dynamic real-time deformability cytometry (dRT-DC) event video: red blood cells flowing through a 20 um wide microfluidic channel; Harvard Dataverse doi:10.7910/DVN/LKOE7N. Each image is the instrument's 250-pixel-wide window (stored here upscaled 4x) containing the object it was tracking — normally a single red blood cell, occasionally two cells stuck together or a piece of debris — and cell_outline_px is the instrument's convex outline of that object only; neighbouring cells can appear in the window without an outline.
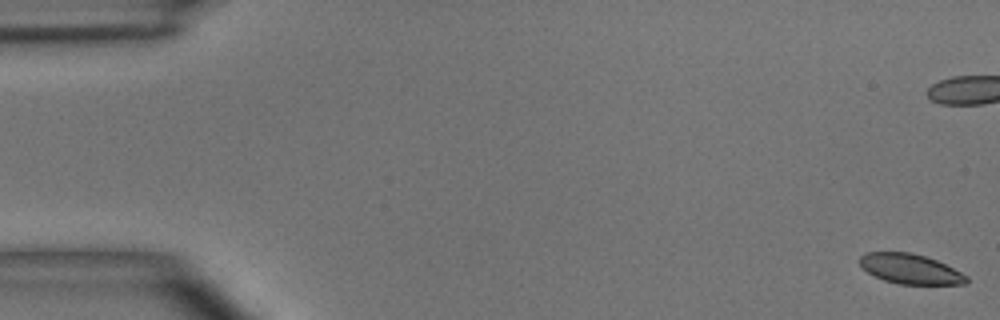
{"species": "common noctule bat (a hibernating species)", "species_latin": "Nyctalus noctula", "temperature_condition": "room temperature", "stored_images_in_passage": 6, "camera_frame_rate_fps": 3000, "um_per_image_px": 0.085, "animal": {"sex": "male", "body_mass_g": 15.6}, "frame": {"image": 1, "passage_image": 1, "time_ms": 0.0, "image_size_px": [1000, 320], "cell_outline_px": [[968, 280], [964, 284], [900, 284], [884, 280], [868, 272], [860, 264], [860, 256], [864, 252], [908, 252], [924, 256], [936, 260], [968, 276]], "centroid_in_image_um": [77.36, 22.85], "position_along_channel_um": 7.6, "area_um2": 18.32}}